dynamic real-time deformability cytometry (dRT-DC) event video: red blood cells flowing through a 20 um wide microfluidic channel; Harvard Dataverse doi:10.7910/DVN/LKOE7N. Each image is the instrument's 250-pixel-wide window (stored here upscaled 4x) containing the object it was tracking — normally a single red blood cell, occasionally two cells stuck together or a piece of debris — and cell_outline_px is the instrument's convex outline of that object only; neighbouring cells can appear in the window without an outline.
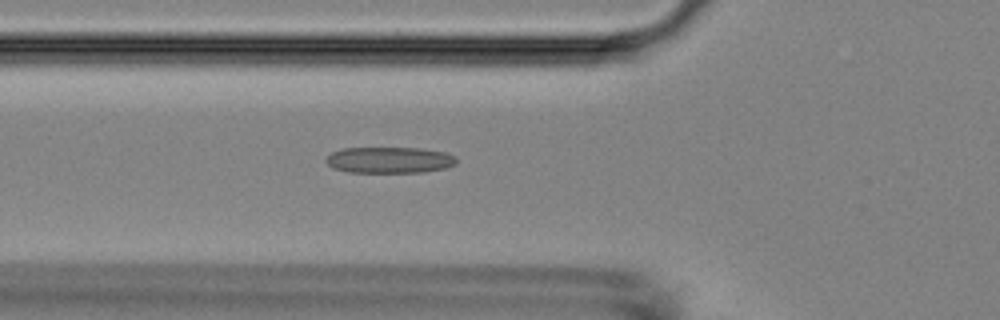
{"species": "Egyptian fruit bat (a non-hibernating species)", "species_latin": "Rousettus aegyptiacus", "temperature_condition": "room temperature", "stored_images_in_passage": 39, "camera_frame_rate_fps": 3000, "um_per_image_px": 0.085, "animal": {"sex": "female"}, "frame": {"image": 1, "passage_image": 4, "time_ms": 1.0, "image_size_px": [1000, 320], "cell_outline_px": [[456, 164], [444, 168], [424, 172], [348, 172], [332, 168], [324, 160], [332, 152], [344, 148], [420, 148], [444, 152], [456, 156]], "centroid_in_image_um": [33.09, 13.6], "position_along_channel_um": 92.7, "area_um2": 19.88}}
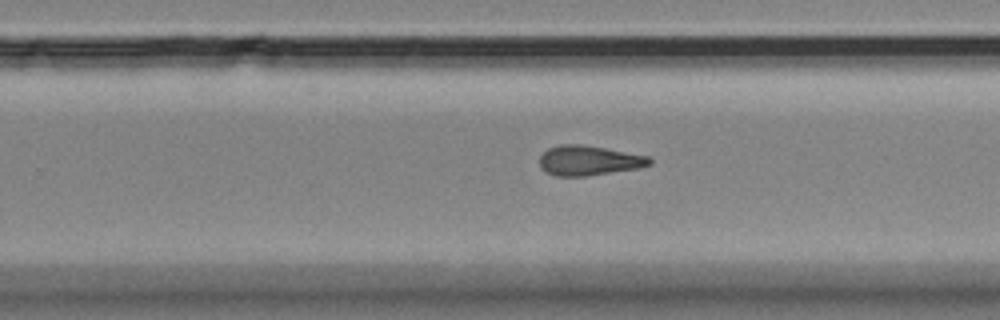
{"frame": {"image": 2, "passage_image": 19, "time_ms": 6.0, "image_size_px": [1000, 320], "cell_outline_px": [[652, 164], [640, 168], [584, 176], [556, 176], [540, 168], [540, 156], [548, 148], [560, 144], [580, 144], [604, 148], [648, 156], [652, 160]], "centroid_in_image_um": [50.05, 13.64], "position_along_channel_um": 279.8, "area_um2": 19.02}}
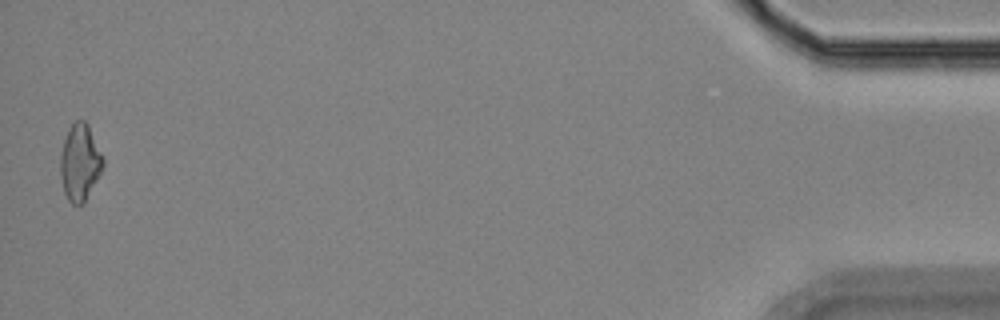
{"frame": {"image": 3, "passage_image": 38, "time_ms": 12.333, "image_size_px": [1000, 320], "cell_outline_px": [[104, 164], [84, 204], [72, 204], [68, 200], [64, 192], [60, 176], [60, 152], [68, 128], [76, 120], [84, 120], [88, 124], [104, 160]], "centroid_in_image_um": [6.77, 13.8], "position_along_channel_um": 428.4, "area_um2": 18.96}, "authors_computed_cell_mechanics": {"area_um2": 19.2474, "velocity_mm_per_s": 3.7215, "shape_relaxation_time_tau1_ms": 8.1985, "shape_relaxation_time_tau2_ms": 3.0073, "deformation_change_tau1": 0.1804, "deformation_change_tau2": 0.1336}}